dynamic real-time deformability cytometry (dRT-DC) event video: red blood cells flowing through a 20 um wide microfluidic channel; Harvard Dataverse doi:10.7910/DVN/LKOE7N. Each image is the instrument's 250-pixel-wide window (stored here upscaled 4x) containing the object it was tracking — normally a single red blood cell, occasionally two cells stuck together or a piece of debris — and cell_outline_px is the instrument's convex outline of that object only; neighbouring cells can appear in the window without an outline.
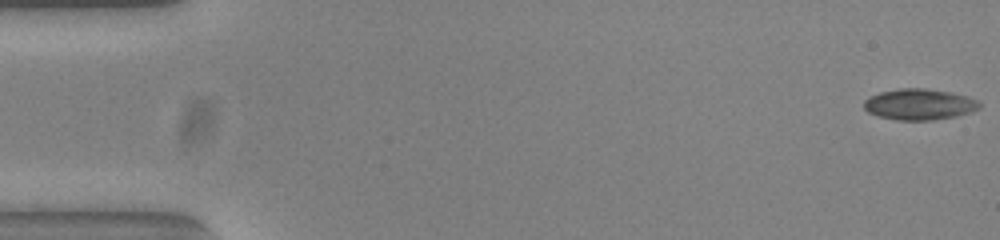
{"species": "common noctule bat (a hibernating species)", "species_latin": "Nyctalus noctula", "temperature_condition": "warm", "stored_images_in_passage": 54, "camera_frame_rate_fps": 3000, "um_per_image_px": 0.085, "animal": {"sex": "female", "body_mass_g": 23.0, "forearm_length_mm": 53.4}, "frame": {"image": 1, "passage_image": 1, "time_ms": 0.0, "image_size_px": [1000, 240], "cell_outline_px": [[980, 108], [972, 112], [956, 116], [932, 120], [896, 120], [880, 116], [868, 112], [864, 108], [864, 100], [868, 96], [880, 92], [900, 88], [924, 88], [952, 92], [968, 96], [976, 100], [980, 104]], "centroid_in_image_um": [78.15, 8.86], "position_along_channel_um": 6.9, "area_um2": 20.98}}
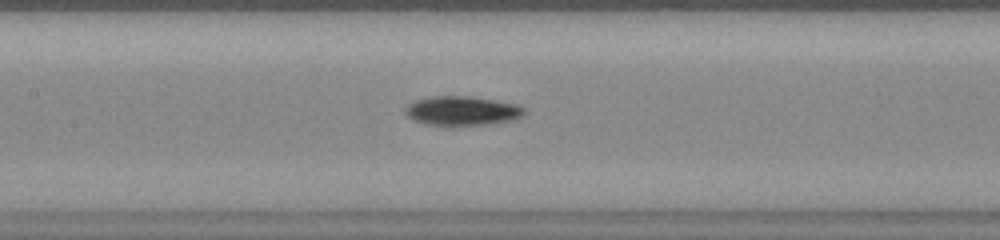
{"frame": {"image": 2, "passage_image": 25, "time_ms": 8.0, "image_size_px": [1000, 240], "cell_outline_px": [[528, 112], [512, 120], [484, 124], [452, 128], [424, 124], [412, 120], [404, 112], [404, 108], [408, 104], [416, 100], [432, 96], [468, 96], [496, 100], [516, 104], [524, 108]], "centroid_in_image_um": [39.23, 9.45], "position_along_channel_um": 168.2, "area_um2": 20.87}}
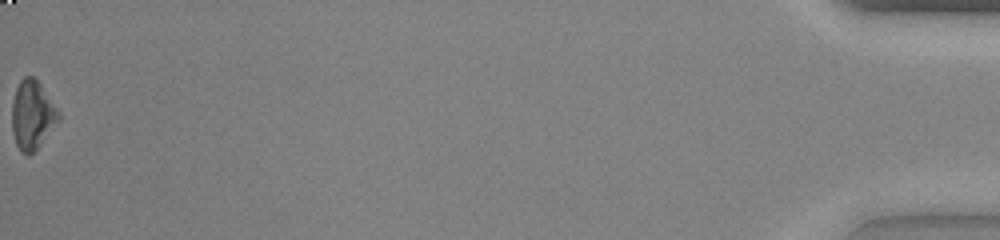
{"frame": {"image": 3, "passage_image": 54, "time_ms": 17.667, "image_size_px": [1000, 240], "cell_outline_px": [[60, 120], [36, 148], [28, 156], [20, 152], [16, 144], [12, 132], [12, 104], [16, 88], [20, 80], [24, 76], [32, 76], [40, 84], [60, 112]], "centroid_in_image_um": [2.73, 9.77], "position_along_channel_um": 432.5, "area_um2": 18.55}, "authors_computed_cell_mechanics": {"area_um2": 19.941, "velocity_mm_per_s": 3.8302, "shape_relaxation_time_tau1_ms": 3.671, "shape_relaxation_time_tau2_ms": null, "deformation_change_tau1": 0.136, "deformation_change_tau2": null}}